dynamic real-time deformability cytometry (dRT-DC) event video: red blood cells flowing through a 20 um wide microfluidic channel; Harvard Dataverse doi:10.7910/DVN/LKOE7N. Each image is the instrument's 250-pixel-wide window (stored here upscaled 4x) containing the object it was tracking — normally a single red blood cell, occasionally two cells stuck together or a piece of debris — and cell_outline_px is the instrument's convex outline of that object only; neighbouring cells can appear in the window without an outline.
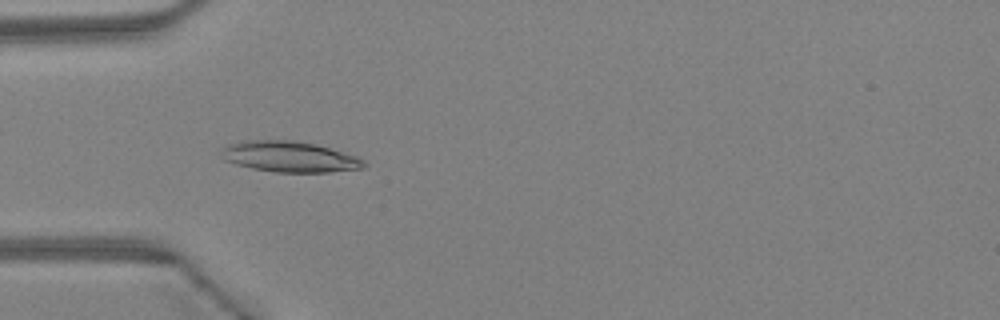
{"species": "Egyptian fruit bat (a non-hibernating species)", "species_latin": "Rousettus aegyptiacus", "temperature_condition": "warm", "stored_images_in_passage": 34, "camera_frame_rate_fps": 3000, "um_per_image_px": 0.085, "animal": {"sex": "female"}, "frame": {"image": 1, "passage_image": 3, "time_ms": 0.667, "image_size_px": [1000, 320], "cell_outline_px": [[368, 164], [364, 168], [328, 172], [276, 172], [252, 168], [236, 164], [224, 160], [220, 148], [224, 144], [244, 140], [292, 140], [316, 144], [356, 156], [364, 160]], "centroid_in_image_um": [24.58, 13.31], "position_along_channel_um": 60.4, "area_um2": 25.72}}
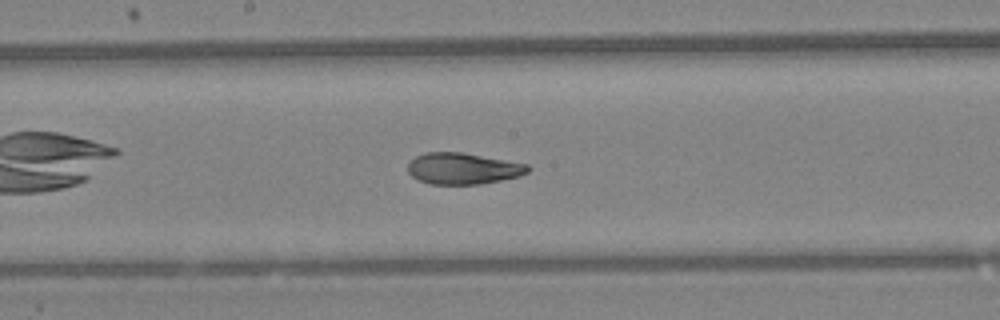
{"frame": {"image": 2, "passage_image": 13, "time_ms": 4.0, "image_size_px": [1000, 320], "cell_outline_px": [[532, 168], [528, 172], [520, 176], [480, 184], [428, 184], [412, 176], [408, 172], [408, 164], [416, 156], [424, 152], [460, 152], [528, 164]], "centroid_in_image_um": [39.36, 14.32], "position_along_channel_um": 208.8, "area_um2": 21.85}}
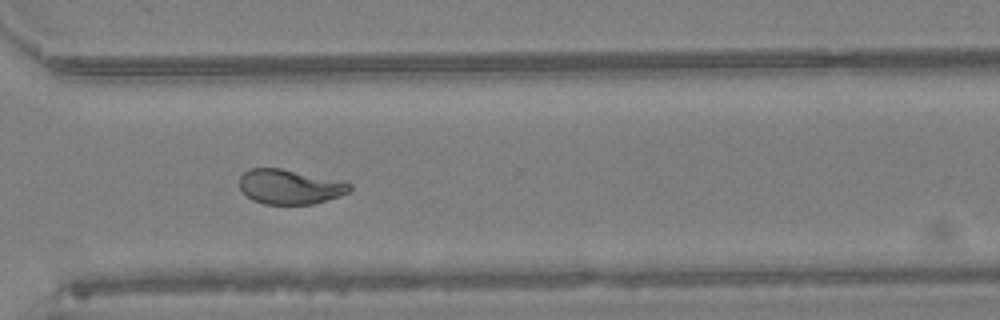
{"frame": {"image": 3, "passage_image": 22, "time_ms": 7.0, "image_size_px": [1000, 320], "cell_outline_px": [[352, 188], [348, 192], [340, 196], [312, 204], [264, 204], [252, 200], [240, 188], [240, 176], [244, 172], [252, 168], [280, 168], [352, 184]], "centroid_in_image_um": [24.6, 15.88], "position_along_channel_um": 346.0, "area_um2": 21.85}, "authors_computed_cell_mechanics": {"area_um2": 22.9466, "velocity_mm_per_s": 4.5674, "shape_relaxation_time_tau1_ms": 6.6733, "shape_relaxation_time_tau2_ms": 2.3575, "deformation_change_tau1": 0.2215, "deformation_change_tau2": 0.0488}}